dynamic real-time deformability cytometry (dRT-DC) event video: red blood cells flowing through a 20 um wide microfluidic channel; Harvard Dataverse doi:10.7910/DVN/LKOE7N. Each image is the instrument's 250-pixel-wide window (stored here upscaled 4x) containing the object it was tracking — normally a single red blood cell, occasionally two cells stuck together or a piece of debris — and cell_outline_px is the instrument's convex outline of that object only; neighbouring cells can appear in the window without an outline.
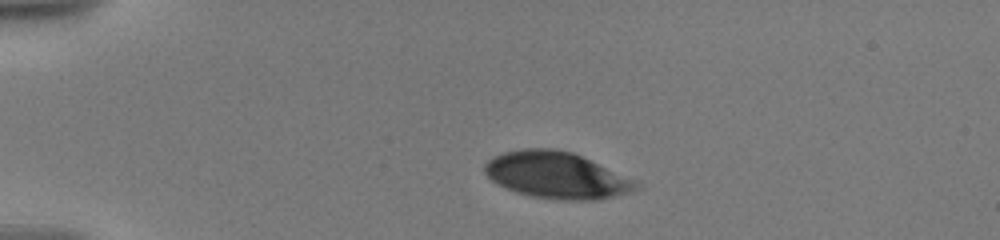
{"species": "human", "species_latin": "Homo sapiens", "temperature_condition": "warm", "stored_images_in_passage": 64, "camera_frame_rate_fps": 3000, "um_per_image_px": 0.085, "donor": {"sex": "male"}, "frame": {"image": 1, "passage_image": 1, "time_ms": 0.0, "image_size_px": [1000, 240], "cell_outline_px": [[640, 188], [600, 200], [560, 200], [532, 196], [516, 192], [492, 180], [484, 172], [484, 164], [492, 156], [504, 152], [520, 148], [552, 148], [572, 152], [632, 180], [640, 184]], "centroid_in_image_um": [47.24, 14.89], "position_along_channel_um": 37.8, "area_um2": 40.46}}
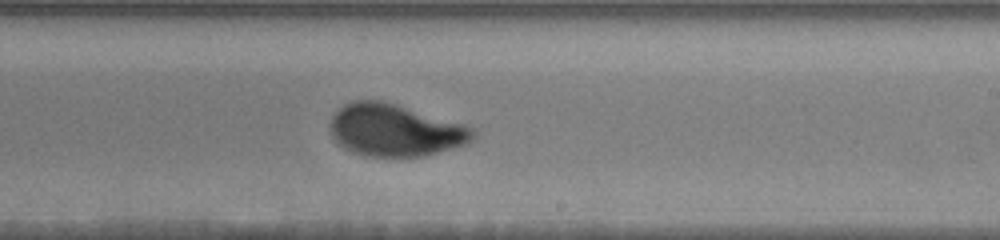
{"frame": {"image": 2, "passage_image": 37, "time_ms": 7.667, "image_size_px": [1000, 240], "cell_outline_px": [[476, 136], [472, 140], [464, 144], [424, 156], [364, 156], [352, 152], [336, 144], [332, 136], [332, 116], [344, 104], [352, 100], [384, 100], [464, 124], [476, 128]], "centroid_in_image_um": [33.58, 11.06], "position_along_channel_um": 255.4, "area_um2": 43.47}}
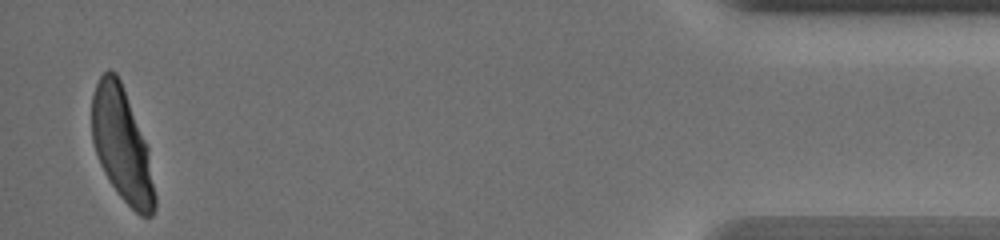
{"frame": {"image": 3, "passage_image": 64, "time_ms": 14.333, "image_size_px": [1000, 240], "cell_outline_px": [[156, 208], [152, 216], [140, 216], [120, 196], [108, 180], [100, 164], [92, 140], [92, 96], [96, 84], [100, 76], [108, 68], [116, 72], [120, 80], [148, 148], [156, 196]], "centroid_in_image_um": [10.36, 12.34], "position_along_channel_um": 424.8, "area_um2": 41.33}, "authors_computed_cell_mechanics": {"area_um2": 42.8876, "velocity_mm_per_s": 3.5574, "shape_relaxation_time_tau1_ms": 3.9324, "shape_relaxation_time_tau2_ms": null, "deformation_change_tau1": 0.1616, "deformation_change_tau2": null}}